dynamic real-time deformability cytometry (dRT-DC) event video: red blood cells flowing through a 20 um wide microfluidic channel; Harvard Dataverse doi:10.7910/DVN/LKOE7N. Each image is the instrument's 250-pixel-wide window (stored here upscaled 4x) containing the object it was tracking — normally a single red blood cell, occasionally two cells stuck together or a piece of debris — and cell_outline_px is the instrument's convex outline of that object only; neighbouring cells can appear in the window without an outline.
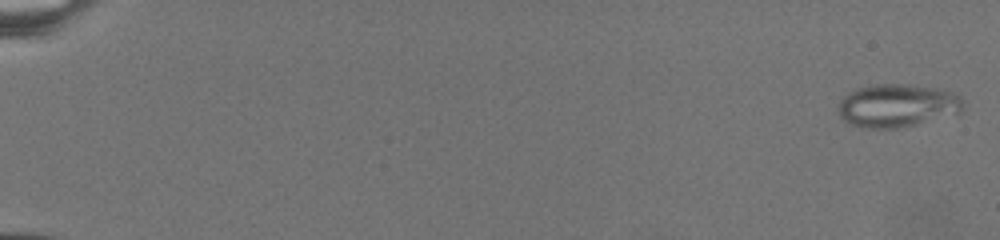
{"species": "common noctule bat (a hibernating species)", "species_latin": "Nyctalus noctula", "temperature_condition": "warm", "stored_images_in_passage": 68, "camera_frame_rate_fps": 3000, "um_per_image_px": 0.085, "animal": {"sex": "female", "body_mass_g": 19.5, "forearm_length_mm": 54.1}, "frame": {"image": 1, "passage_image": 1, "time_ms": 0.0, "image_size_px": [1000, 240], "cell_outline_px": [[964, 104], [960, 112], [896, 128], [868, 128], [848, 124], [840, 116], [836, 108], [840, 100], [848, 92], [856, 88], [876, 84], [904, 84], [940, 88], [952, 92], [960, 96], [964, 100]], "centroid_in_image_um": [76.22, 8.95], "position_along_channel_um": 8.8, "area_um2": 31.27}}
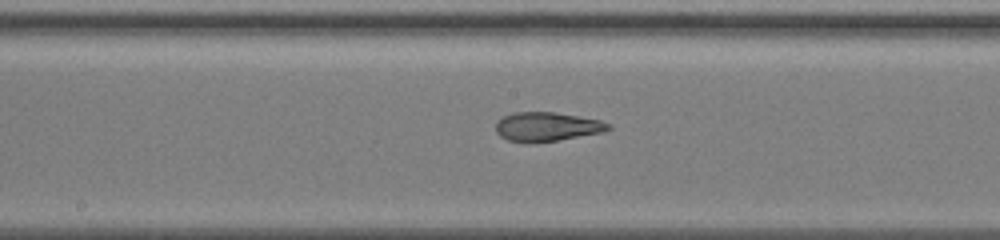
{"frame": {"image": 2, "passage_image": 36, "time_ms": 13.667, "image_size_px": [1000, 240], "cell_outline_px": [[612, 128], [604, 132], [532, 144], [524, 144], [508, 140], [500, 136], [496, 132], [496, 120], [512, 112], [556, 112], [580, 116], [600, 120], [612, 124]], "centroid_in_image_um": [46.47, 10.78], "position_along_channel_um": 201.7, "area_um2": 19.48}}
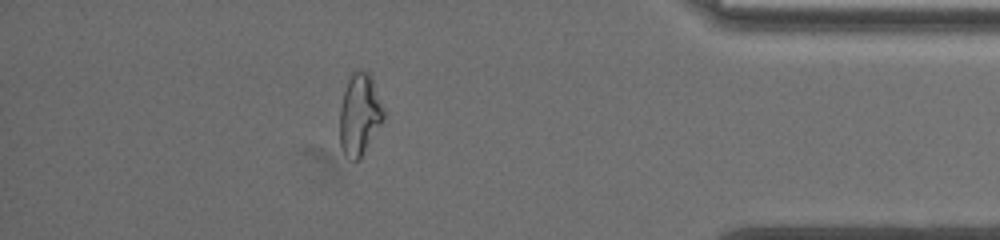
{"frame": {"image": 3, "passage_image": 60, "time_ms": 21.667, "image_size_px": [1000, 240], "cell_outline_px": [[384, 116], [380, 124], [360, 160], [352, 160], [344, 156], [340, 148], [340, 108], [344, 92], [348, 80], [352, 72], [360, 68], [368, 72], [372, 76], [384, 108]], "centroid_in_image_um": [30.55, 9.72], "position_along_channel_um": 404.6, "area_um2": 20.98}}